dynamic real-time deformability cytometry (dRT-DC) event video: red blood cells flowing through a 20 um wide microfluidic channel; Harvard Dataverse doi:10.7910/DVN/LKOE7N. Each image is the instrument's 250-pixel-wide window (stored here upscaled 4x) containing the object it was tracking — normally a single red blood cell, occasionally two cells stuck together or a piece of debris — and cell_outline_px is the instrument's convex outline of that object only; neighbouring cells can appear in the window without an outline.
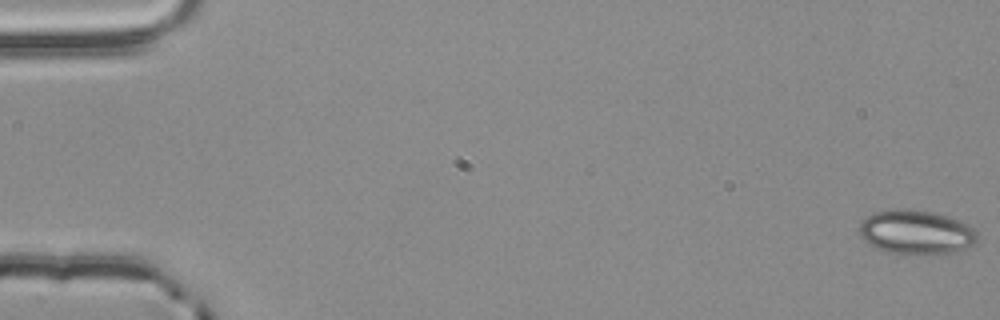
{"species": "common noctule bat (a hibernating species)", "species_latin": "Nyctalus noctula", "temperature_condition": "room temperature", "stored_images_in_passage": 4, "camera_frame_rate_fps": 3000, "um_per_image_px": 0.085, "animal": {"sex": "male", "body_mass_g": 20.4}, "frame": {"image": 1, "passage_image": 1, "time_ms": 0.0, "image_size_px": [1000, 320], "cell_outline_px": [[976, 244], [956, 252], [884, 252], [868, 244], [860, 236], [860, 220], [872, 212], [892, 208], [900, 208], [936, 212], [948, 216], [968, 224], [976, 232]], "centroid_in_image_um": [77.82, 19.69], "position_along_channel_um": 7.2, "area_um2": 30.23}}